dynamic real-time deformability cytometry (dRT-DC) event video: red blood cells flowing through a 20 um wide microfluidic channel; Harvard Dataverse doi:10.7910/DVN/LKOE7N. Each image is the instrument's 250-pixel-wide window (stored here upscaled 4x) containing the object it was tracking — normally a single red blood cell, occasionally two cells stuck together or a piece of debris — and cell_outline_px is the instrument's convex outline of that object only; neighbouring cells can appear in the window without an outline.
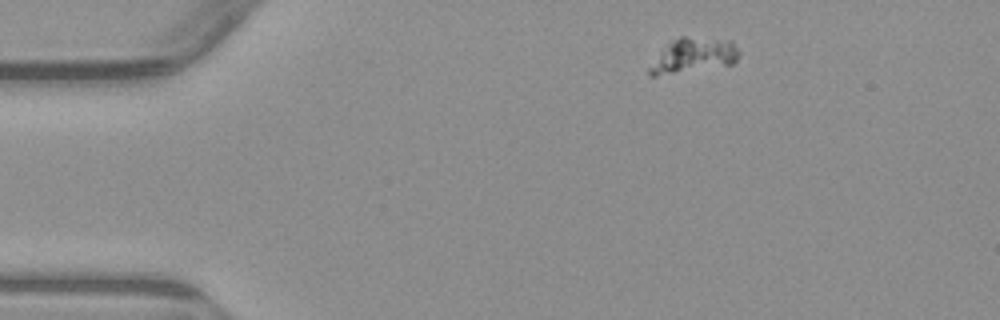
{"species": "common noctule bat (a hibernating species)", "species_latin": "Nyctalus noctula", "temperature_condition": "warm", "stored_images_in_passage": 3, "camera_frame_rate_fps": 3000, "um_per_image_px": 0.085, "animal": {"sex": "male", "body_mass_g": 23.1, "forearm_length_mm": 52.7}, "frame": {"image": 1, "passage_image": 1, "time_ms": 0.0, "image_size_px": [1000, 320], "cell_outline_px": [[740, 52], [736, 60], [732, 64], [656, 76], [652, 76], [648, 72], [648, 68], [668, 44], [680, 36], [684, 36], [732, 40]], "centroid_in_image_um": [58.97, 4.7], "position_along_channel_um": 26.0, "area_um2": 17.74}}